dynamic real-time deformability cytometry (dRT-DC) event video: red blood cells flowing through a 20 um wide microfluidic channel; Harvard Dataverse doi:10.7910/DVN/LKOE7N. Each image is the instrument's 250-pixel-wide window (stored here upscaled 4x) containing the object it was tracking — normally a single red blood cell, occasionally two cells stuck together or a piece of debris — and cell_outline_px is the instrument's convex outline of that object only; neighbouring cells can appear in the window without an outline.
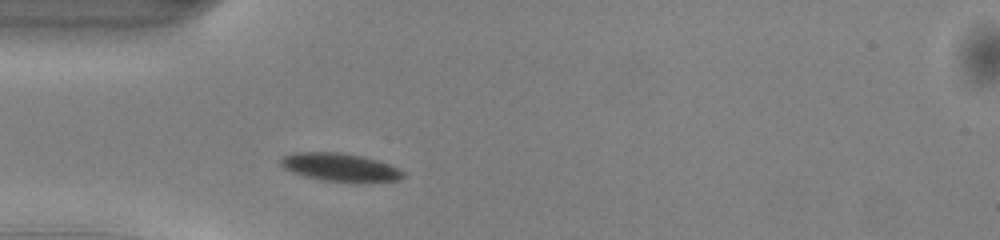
{"species": "common noctule bat (a hibernating species)", "species_latin": "Nyctalus noctula", "temperature_condition": "warm", "stored_images_in_passage": 37, "camera_frame_rate_fps": 3000, "um_per_image_px": 0.085, "animal": {"sex": "male", "body_mass_g": 13.0, "forearm_length_mm": 53.1}, "frame": {"image": 1, "passage_image": 1, "time_ms": 0.0, "image_size_px": [1000, 240], "cell_outline_px": [[404, 176], [400, 180], [324, 180], [304, 176], [292, 172], [284, 168], [280, 164], [280, 156], [296, 152], [340, 152], [364, 156], [388, 164], [404, 172]], "centroid_in_image_um": [28.81, 14.17], "position_along_channel_um": 56.2, "area_um2": 19.42}}
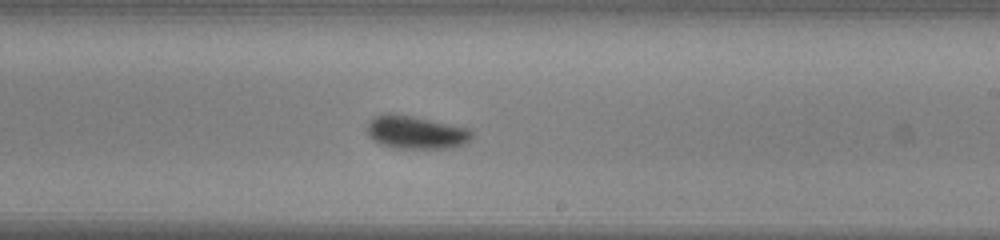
{"frame": {"image": 2, "passage_image": 16, "time_ms": 5.0, "image_size_px": [1000, 240], "cell_outline_px": [[472, 140], [464, 144], [448, 148], [396, 148], [380, 144], [372, 140], [368, 136], [368, 124], [376, 116], [384, 112], [388, 112], [412, 116], [468, 128], [472, 132]], "centroid_in_image_um": [35.34, 11.25], "position_along_channel_um": 253.7, "area_um2": 20.11}}
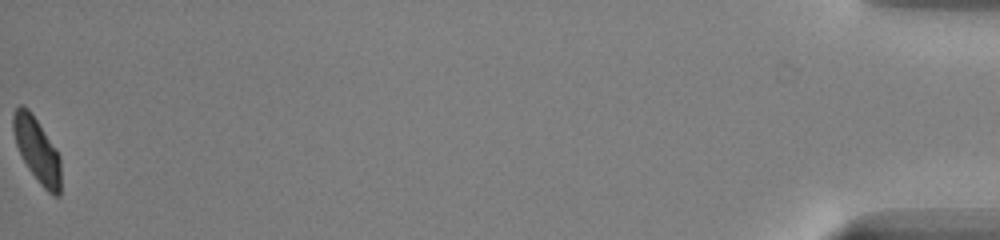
{"frame": {"image": 3, "passage_image": 37, "time_ms": 12.0, "image_size_px": [1000, 240], "cell_outline_px": [[60, 196], [52, 196], [40, 184], [28, 168], [16, 144], [12, 128], [12, 116], [16, 108], [20, 104], [28, 108], [56, 148], [60, 156]], "centroid_in_image_um": [3.15, 12.75], "position_along_channel_um": 432.1, "area_um2": 17.8}, "authors_computed_cell_mechanics": {"area_um2": 19.652, "velocity_mm_per_s": 4.0606, "shape_relaxation_time_tau1_ms": 1.4832, "shape_relaxation_time_tau2_ms": null, "deformation_change_tau1": 0.1091, "deformation_change_tau2": null}}